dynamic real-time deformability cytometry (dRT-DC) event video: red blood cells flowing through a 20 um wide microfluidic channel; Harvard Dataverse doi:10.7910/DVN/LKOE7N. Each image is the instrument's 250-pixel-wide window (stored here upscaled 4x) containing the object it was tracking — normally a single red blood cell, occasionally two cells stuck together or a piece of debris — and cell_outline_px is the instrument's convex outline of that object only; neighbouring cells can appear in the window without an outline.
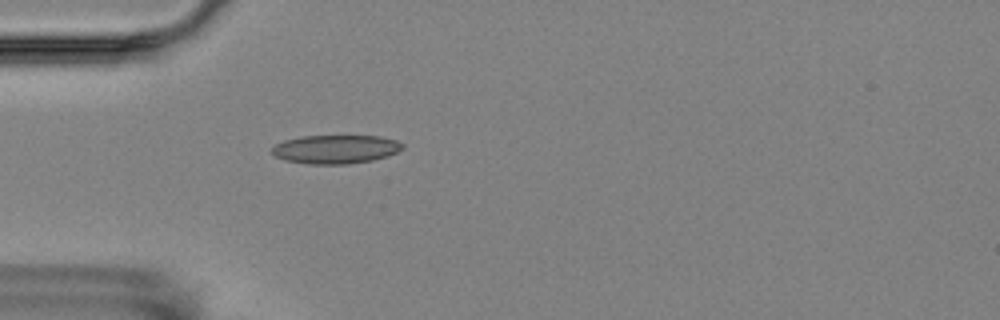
{"species": "Egyptian fruit bat (a non-hibernating species)", "species_latin": "Rousettus aegyptiacus", "temperature_condition": "room temperature", "stored_images_in_passage": 2, "camera_frame_rate_fps": 3000, "um_per_image_px": 0.085, "animal": {"sex": "female"}, "frame": {"image": 1, "passage_image": 2, "time_ms": 1.333, "image_size_px": [1000, 320], "cell_outline_px": [[404, 148], [388, 156], [372, 160], [348, 164], [308, 164], [284, 160], [276, 156], [272, 152], [272, 148], [276, 144], [284, 140], [300, 136], [380, 136], [396, 140], [404, 144]], "centroid_in_image_um": [28.54, 12.68], "position_along_channel_um": 56.5, "area_um2": 21.85}}